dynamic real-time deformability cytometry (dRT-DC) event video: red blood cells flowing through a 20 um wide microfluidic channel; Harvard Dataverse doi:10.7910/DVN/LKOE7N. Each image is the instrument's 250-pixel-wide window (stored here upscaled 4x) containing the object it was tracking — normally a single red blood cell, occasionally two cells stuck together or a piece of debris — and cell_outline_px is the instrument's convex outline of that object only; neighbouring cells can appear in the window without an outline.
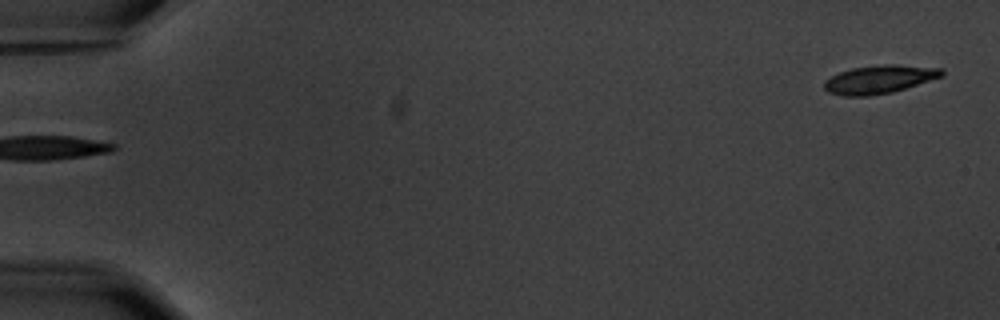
{"species": "common noctule bat (a hibernating species)", "species_latin": "Nyctalus noctula", "temperature_condition": "warm", "stored_images_in_passage": 2, "segment_of_instrument_passage": [2, 2], "camera_frame_rate_fps": 3000, "um_per_image_px": 0.085, "animal": {"sex": "male", "body_mass_g": 20.1, "forearm_length_mm": 53.5}, "frame": {"image": 1, "passage_image": 2, "time_ms": 1.0, "image_size_px": [1000, 320], "cell_outline_px": [[944, 76], [892, 92], [868, 96], [844, 96], [828, 92], [824, 88], [824, 80], [840, 72], [852, 68], [884, 64], [896, 64], [944, 68]], "centroid_in_image_um": [74.77, 6.74], "position_along_channel_um": 10.2, "area_um2": 19.42}}